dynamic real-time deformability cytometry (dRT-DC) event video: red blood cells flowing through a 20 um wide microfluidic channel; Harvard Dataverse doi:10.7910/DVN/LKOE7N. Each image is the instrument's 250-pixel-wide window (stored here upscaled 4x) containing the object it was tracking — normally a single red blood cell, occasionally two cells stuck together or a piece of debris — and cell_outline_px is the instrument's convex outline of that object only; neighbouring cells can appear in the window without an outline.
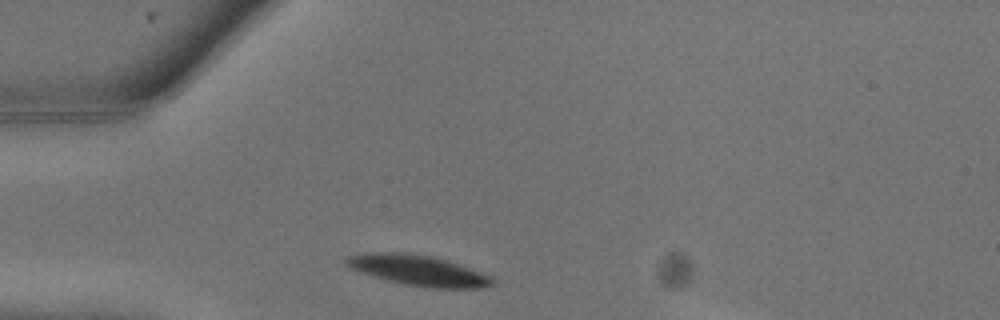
{"species": "common noctule bat (a hibernating species)", "species_latin": "Nyctalus noctula", "temperature_condition": "warm", "stored_images_in_passage": 13, "camera_frame_rate_fps": 3000, "um_per_image_px": 0.085, "animal": {"sex": "male", "body_mass_g": 13.3}, "frame": {"image": 1, "passage_image": 1, "time_ms": 0.0, "image_size_px": [1000, 320], "cell_outline_px": [[496, 284], [480, 288], [432, 288], [408, 284], [388, 280], [352, 268], [344, 264], [344, 256], [372, 252], [404, 252], [432, 256], [480, 272], [496, 280]], "centroid_in_image_um": [35.54, 22.97], "position_along_channel_um": 49.5, "area_um2": 25.43}}
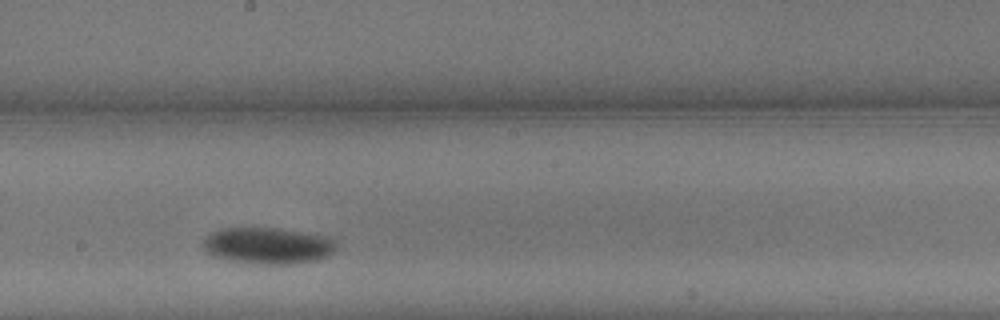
{"frame": {"image": 2, "passage_image": 8, "time_ms": 2.333, "image_size_px": [1000, 320], "cell_outline_px": [[336, 248], [328, 256], [320, 260], [288, 264], [252, 264], [212, 256], [204, 248], [204, 236], [220, 228], [280, 228], [328, 236], [336, 240]], "centroid_in_image_um": [22.8, 20.88], "position_along_channel_um": 225.4, "area_um2": 28.55}}
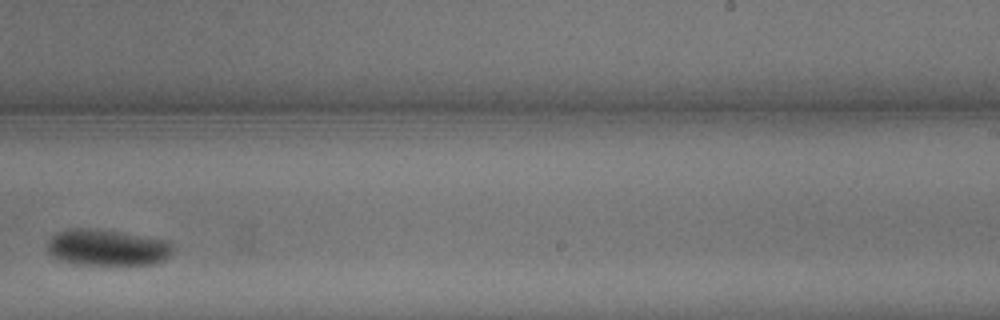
{"frame": {"image": 3, "passage_image": 10, "time_ms": 3.0, "image_size_px": [1000, 320], "cell_outline_px": [[176, 244], [172, 256], [156, 264], [76, 264], [56, 260], [48, 252], [48, 240], [56, 232], [68, 228], [100, 228], [168, 240]], "centroid_in_image_um": [9.15, 21.02], "position_along_channel_um": 279.8, "area_um2": 27.28}}